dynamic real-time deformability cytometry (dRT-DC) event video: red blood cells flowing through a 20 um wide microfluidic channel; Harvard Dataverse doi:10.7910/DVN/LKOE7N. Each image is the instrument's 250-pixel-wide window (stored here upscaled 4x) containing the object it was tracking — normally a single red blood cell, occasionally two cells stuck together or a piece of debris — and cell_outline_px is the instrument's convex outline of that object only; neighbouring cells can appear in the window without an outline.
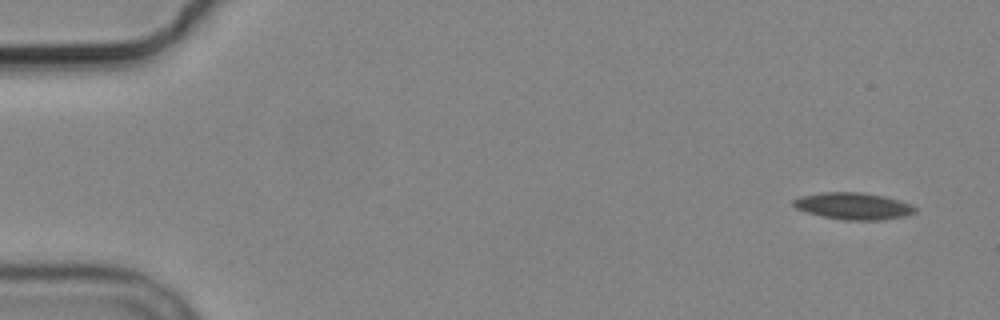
{"species": "common noctule bat (a hibernating species)", "species_latin": "Nyctalus noctula", "temperature_condition": "cold", "stored_images_in_passage": 5, "camera_frame_rate_fps": 3000, "um_per_image_px": 0.085, "animal": {"sex": "male", "body_mass_g": 19.2, "forearm_length_mm": 51.8}, "frame": {"image": 1, "passage_image": 1, "time_ms": 0.0, "image_size_px": [1000, 320], "cell_outline_px": [[916, 212], [908, 216], [880, 220], [844, 220], [824, 216], [808, 212], [796, 208], [792, 204], [792, 200], [800, 196], [824, 192], [860, 192], [884, 196], [912, 204], [916, 208]], "centroid_in_image_um": [72.57, 17.51], "position_along_channel_um": 12.4, "area_um2": 19.02}}